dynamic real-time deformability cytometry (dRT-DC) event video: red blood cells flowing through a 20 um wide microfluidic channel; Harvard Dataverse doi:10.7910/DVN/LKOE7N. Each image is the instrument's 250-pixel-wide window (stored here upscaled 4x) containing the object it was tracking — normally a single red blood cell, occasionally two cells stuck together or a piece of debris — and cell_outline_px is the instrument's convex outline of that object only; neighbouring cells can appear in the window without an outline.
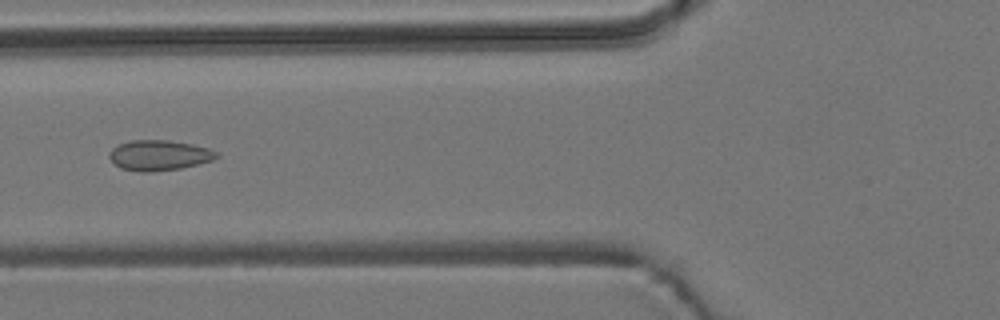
{"species": "common noctule bat (a hibernating species)", "species_latin": "Nyctalus noctula", "temperature_condition": "room temperature", "stored_images_in_passage": 6, "camera_frame_rate_fps": 3000, "um_per_image_px": 0.085, "animal": {"sex": "male", "body_mass_g": 19.2, "forearm_length_mm": 51.8}, "frame": {"image": 1, "passage_image": 6, "time_ms": 5.667, "image_size_px": [1000, 320], "cell_outline_px": [[220, 156], [212, 160], [180, 168], [148, 172], [144, 172], [120, 168], [108, 156], [108, 152], [112, 148], [128, 140], [168, 140], [192, 144], [208, 148], [220, 152]], "centroid_in_image_um": [13.53, 13.18], "position_along_channel_um": 112.3, "area_um2": 18.9}}